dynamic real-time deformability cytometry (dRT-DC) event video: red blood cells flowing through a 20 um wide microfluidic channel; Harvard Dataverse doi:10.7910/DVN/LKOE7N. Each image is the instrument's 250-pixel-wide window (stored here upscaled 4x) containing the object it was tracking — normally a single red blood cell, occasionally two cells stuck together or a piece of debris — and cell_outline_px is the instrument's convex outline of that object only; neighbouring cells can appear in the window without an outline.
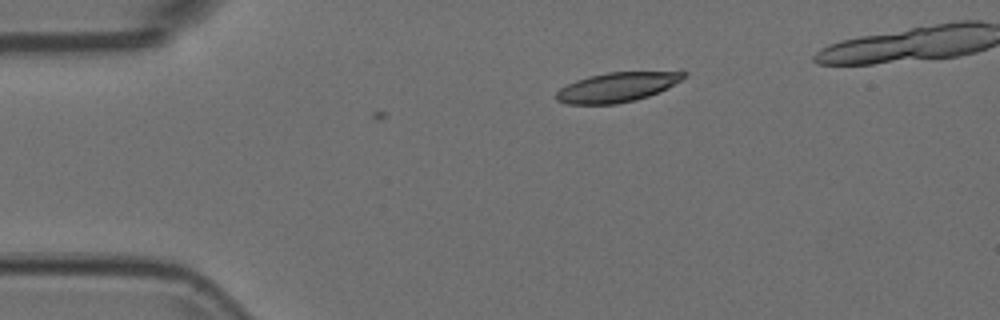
{"species": "Egyptian fruit bat (a non-hibernating species)", "species_latin": "Rousettus aegyptiacus", "temperature_condition": "room temperature", "stored_images_in_passage": 2, "camera_frame_rate_fps": 3000, "um_per_image_px": 0.085, "animal": {"sex": "female"}, "frame": {"image": 1, "passage_image": 1, "time_ms": 0.0, "image_size_px": [1000, 320], "cell_outline_px": [[688, 72], [680, 80], [668, 88], [648, 96], [636, 100], [616, 104], [568, 104], [556, 100], [556, 92], [560, 88], [576, 80], [588, 76], [608, 72]], "centroid_in_image_um": [52.4, 7.42], "position_along_channel_um": 32.6, "area_um2": 21.73}}